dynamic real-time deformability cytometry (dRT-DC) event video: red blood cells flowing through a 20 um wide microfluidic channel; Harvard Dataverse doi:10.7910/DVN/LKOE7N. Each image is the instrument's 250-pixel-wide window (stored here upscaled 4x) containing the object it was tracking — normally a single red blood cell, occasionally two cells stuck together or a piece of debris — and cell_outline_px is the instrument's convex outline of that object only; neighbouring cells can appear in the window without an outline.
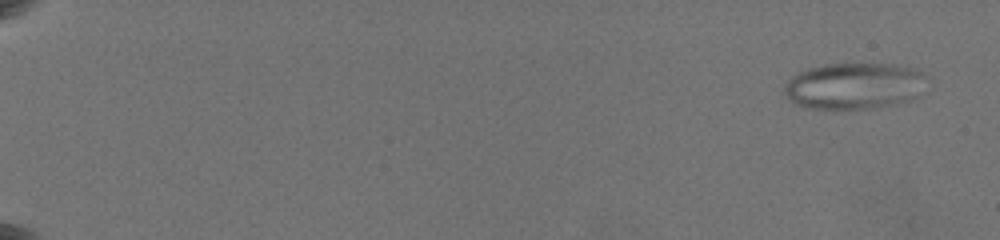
{"species": "common noctule bat (a hibernating species)", "species_latin": "Nyctalus noctula", "temperature_condition": "warm", "stored_images_in_passage": 28, "camera_frame_rate_fps": 3000, "um_per_image_px": 0.085, "animal": {"sex": "female", "body_mass_g": 19.5, "forearm_length_mm": 54.1}, "frame": {"image": 1, "passage_image": 3, "time_ms": 1.0, "image_size_px": [1000, 240], "cell_outline_px": [[924, 76], [916, 96], [908, 100], [868, 108], [816, 108], [800, 104], [792, 100], [784, 92], [784, 88], [788, 80], [800, 72], [812, 68], [828, 64], [892, 64], [908, 68], [920, 72]], "centroid_in_image_um": [72.56, 7.29], "position_along_channel_um": 12.4, "area_um2": 36.82}}
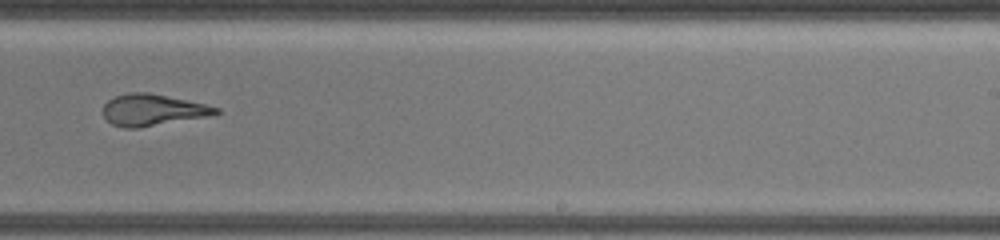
{"frame": {"image": 2, "passage_image": 20, "time_ms": 13.667, "image_size_px": [1000, 240], "cell_outline_px": [[220, 112], [208, 116], [136, 128], [124, 128], [112, 124], [104, 116], [104, 104], [108, 100], [116, 96], [128, 92], [148, 92], [204, 104], [220, 108]], "centroid_in_image_um": [12.95, 9.34], "position_along_channel_um": 276.0, "area_um2": 20.35}}
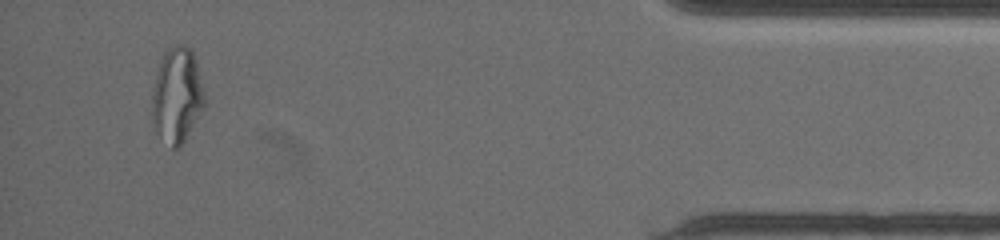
{"frame": {"image": 3, "passage_image": 28, "time_ms": 19.0, "image_size_px": [1000, 240], "cell_outline_px": [[204, 104], [180, 148], [172, 148], [156, 128], [152, 100], [152, 92], [156, 76], [164, 52], [168, 48], [176, 44], [184, 44], [192, 48], [196, 60], [204, 92]], "centroid_in_image_um": [15.07, 8.02], "position_along_channel_um": 420.1, "area_um2": 28.26}, "authors_computed_cell_mechanics": {"area_um2": 26.3857, "velocity_mm_per_s": 3.6957, "shape_relaxation_time_tau1_ms": null, "shape_relaxation_time_tau2_ms": 1.7083, "deformation_change_tau1": null, "deformation_change_tau2": 0.0871}}